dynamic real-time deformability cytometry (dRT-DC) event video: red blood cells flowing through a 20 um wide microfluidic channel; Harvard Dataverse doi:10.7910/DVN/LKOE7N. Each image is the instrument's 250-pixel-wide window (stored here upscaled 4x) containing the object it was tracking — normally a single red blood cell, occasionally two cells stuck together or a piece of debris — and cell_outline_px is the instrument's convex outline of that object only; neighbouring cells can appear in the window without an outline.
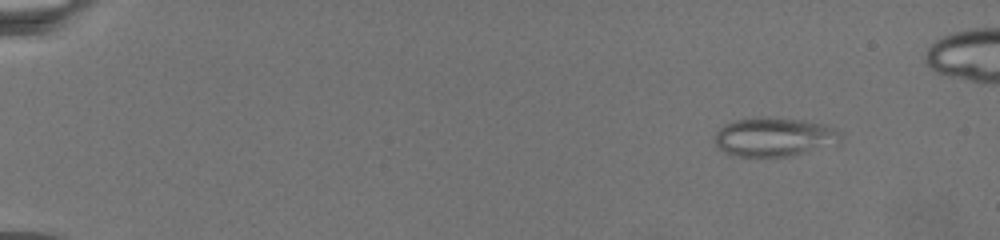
{"species": "common noctule bat (a hibernating species)", "species_latin": "Nyctalus noctula", "temperature_condition": "warm", "stored_images_in_passage": 37, "camera_frame_rate_fps": 3000, "um_per_image_px": 0.085, "animal": {"sex": "female", "body_mass_g": 19.5, "forearm_length_mm": 54.1}, "frame": {"image": 1, "passage_image": 3, "time_ms": 2.0, "image_size_px": [1000, 240], "cell_outline_px": [[840, 140], [792, 156], [732, 156], [724, 152], [716, 144], [716, 132], [724, 124], [736, 120], [756, 116], [772, 116], [804, 120], [824, 124], [840, 132]], "centroid_in_image_um": [65.73, 11.61], "position_along_channel_um": 19.3, "area_um2": 28.26}}
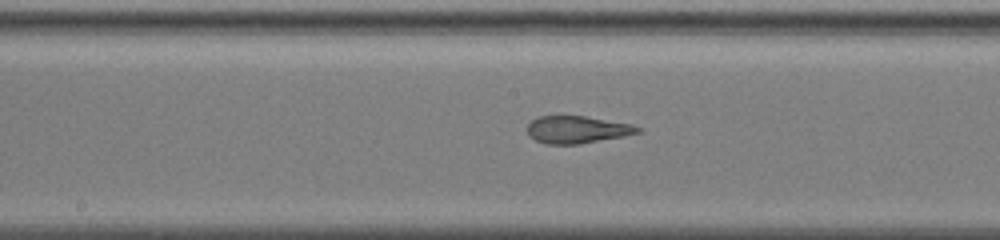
{"frame": {"image": 2, "passage_image": 21, "time_ms": 13.0, "image_size_px": [1000, 240], "cell_outline_px": [[640, 132], [624, 136], [580, 144], [544, 144], [528, 136], [528, 124], [532, 120], [540, 116], [584, 116], [632, 124], [640, 128]], "centroid_in_image_um": [49.04, 11.02], "position_along_channel_um": 199.2, "area_um2": 17.51}}
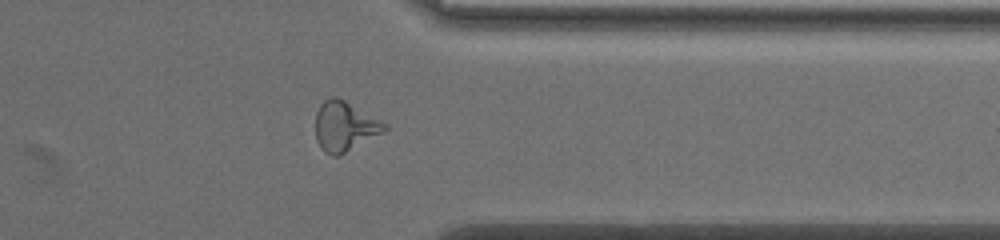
{"frame": {"image": 3, "passage_image": 32, "time_ms": 19.333, "image_size_px": [1000, 240], "cell_outline_px": [[388, 128], [384, 132], [340, 156], [332, 156], [324, 152], [320, 148], [316, 140], [316, 112], [320, 104], [324, 100], [332, 96], [336, 96], [344, 100], [388, 124]], "centroid_in_image_um": [29.29, 10.76], "position_along_channel_um": 382.1, "area_um2": 20.17}}